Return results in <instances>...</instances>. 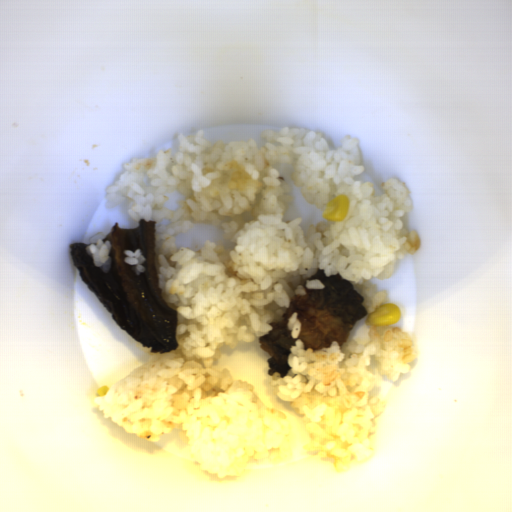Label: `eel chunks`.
I'll list each match as a JSON object with an SVG mask.
<instances>
[{"label":"eel chunks","mask_w":512,"mask_h":512,"mask_svg":"<svg viewBox=\"0 0 512 512\" xmlns=\"http://www.w3.org/2000/svg\"><path fill=\"white\" fill-rule=\"evenodd\" d=\"M139 226L122 229L112 225L103 244L109 240V273L93 265L85 242L68 244L69 255L88 286L116 324L142 347L165 354L177 348L179 312L162 296L155 262L157 220L139 219Z\"/></svg>","instance_id":"4dd315ae"},{"label":"eel chunks","mask_w":512,"mask_h":512,"mask_svg":"<svg viewBox=\"0 0 512 512\" xmlns=\"http://www.w3.org/2000/svg\"><path fill=\"white\" fill-rule=\"evenodd\" d=\"M310 280H320L323 289H307L305 295L291 296L290 306L281 315L279 322L269 323L272 330L258 337L260 348L268 353L266 359L269 369L268 376L278 372L281 378L287 375L291 367L287 363L288 355L292 354L290 346H296L295 341L301 339L306 351L313 352L323 347L330 348L332 342L343 345L348 342L350 331L358 321L367 316V310L362 305L364 297L354 290V285L348 279H343L340 272L327 276L325 270L319 269ZM309 280V281H310ZM293 312H297L301 328L297 339L287 331V324Z\"/></svg>","instance_id":"57646c5b"}]
</instances>
